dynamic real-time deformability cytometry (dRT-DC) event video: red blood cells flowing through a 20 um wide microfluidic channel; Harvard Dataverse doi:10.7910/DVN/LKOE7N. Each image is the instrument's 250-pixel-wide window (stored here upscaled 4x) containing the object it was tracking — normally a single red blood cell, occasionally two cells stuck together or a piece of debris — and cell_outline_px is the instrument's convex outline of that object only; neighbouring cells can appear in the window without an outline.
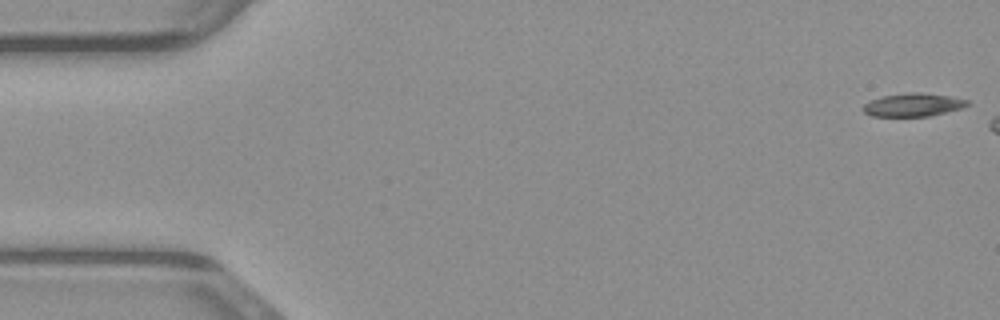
{"species": "common noctule bat (a hibernating species)", "species_latin": "Nyctalus noctula", "temperature_condition": "warm", "stored_images_in_passage": 6, "camera_frame_rate_fps": 3000, "um_per_image_px": 0.085, "animal": {"sex": "male", "body_mass_g": 23.1, "forearm_length_mm": 52.7}, "frame": {"image": 1, "passage_image": 1, "time_ms": 0.0, "image_size_px": [1000, 320], "cell_outline_px": [[972, 104], [964, 108], [928, 116], [872, 116], [864, 112], [860, 108], [868, 100], [880, 96], [912, 92], [920, 92], [948, 96], [968, 100]], "centroid_in_image_um": [77.6, 8.91], "position_along_channel_um": 7.4, "area_um2": 14.28}}